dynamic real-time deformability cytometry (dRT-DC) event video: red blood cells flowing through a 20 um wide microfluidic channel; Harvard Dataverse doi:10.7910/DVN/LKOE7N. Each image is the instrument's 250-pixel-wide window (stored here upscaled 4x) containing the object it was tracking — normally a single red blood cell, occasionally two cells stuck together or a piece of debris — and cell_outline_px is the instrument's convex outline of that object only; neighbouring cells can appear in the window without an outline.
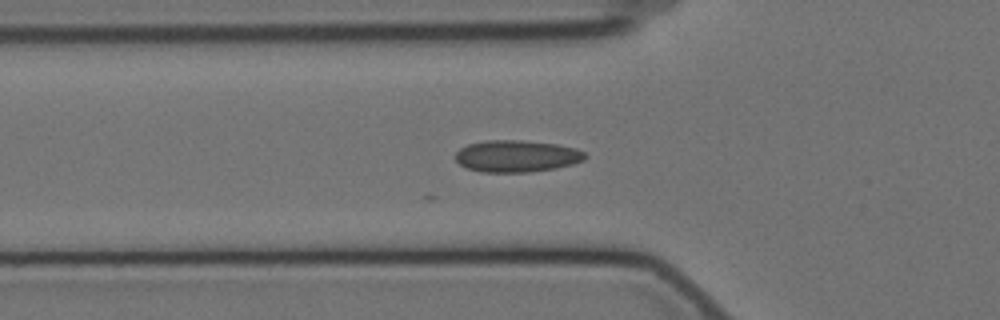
{"species": "Egyptian fruit bat (a non-hibernating species)", "species_latin": "Rousettus aegyptiacus", "temperature_condition": "cold", "stored_images_in_passage": 17, "camera_frame_rate_fps": 3000, "um_per_image_px": 0.085, "animal": {"sex": "female"}, "frame": {"image": 1, "passage_image": 2, "time_ms": 0.333, "image_size_px": [1000, 320], "cell_outline_px": [[588, 156], [584, 160], [572, 164], [556, 168], [528, 172], [480, 172], [468, 168], [460, 164], [456, 160], [456, 152], [460, 148], [468, 144], [488, 140], [520, 140], [556, 144], [576, 148], [584, 152]], "centroid_in_image_um": [43.93, 13.27], "position_along_channel_um": 81.9, "area_um2": 24.04}}
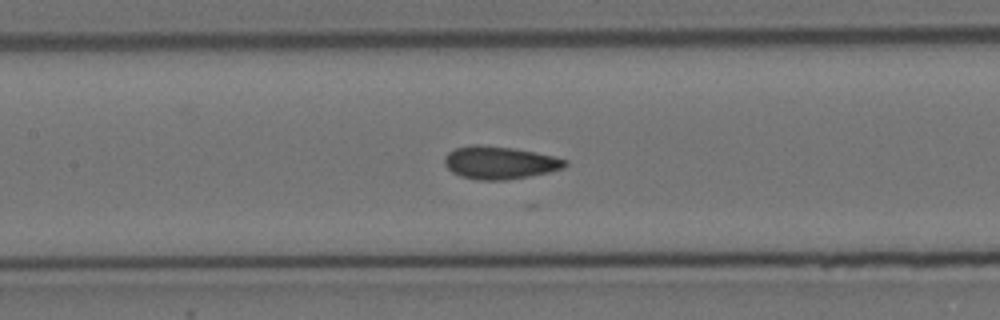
{"frame": {"image": 2, "passage_image": 9, "time_ms": 2.667, "image_size_px": [1000, 320], "cell_outline_px": [[568, 164], [564, 168], [548, 172], [528, 176], [504, 180], [476, 180], [460, 176], [452, 172], [444, 164], [444, 156], [448, 152], [456, 148], [468, 144], [480, 144], [512, 148], [536, 152], [568, 160]], "centroid_in_image_um": [42.44, 13.82], "position_along_channel_um": 165.0, "area_um2": 23.12}}
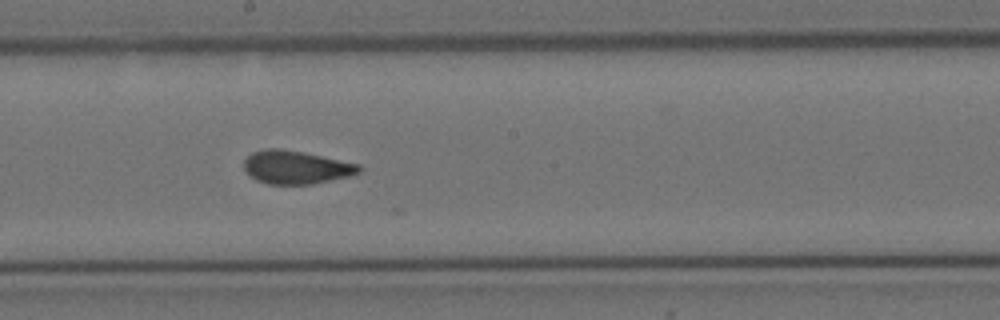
{"frame": {"image": 3, "passage_image": 14, "time_ms": 4.333, "image_size_px": [1000, 320], "cell_outline_px": [[364, 168], [360, 172], [348, 176], [312, 184], [268, 184], [256, 180], [244, 168], [244, 160], [252, 152], [264, 148], [280, 148], [360, 164]], "centroid_in_image_um": [25.16, 14.21], "position_along_channel_um": 223.0, "area_um2": 22.08}}